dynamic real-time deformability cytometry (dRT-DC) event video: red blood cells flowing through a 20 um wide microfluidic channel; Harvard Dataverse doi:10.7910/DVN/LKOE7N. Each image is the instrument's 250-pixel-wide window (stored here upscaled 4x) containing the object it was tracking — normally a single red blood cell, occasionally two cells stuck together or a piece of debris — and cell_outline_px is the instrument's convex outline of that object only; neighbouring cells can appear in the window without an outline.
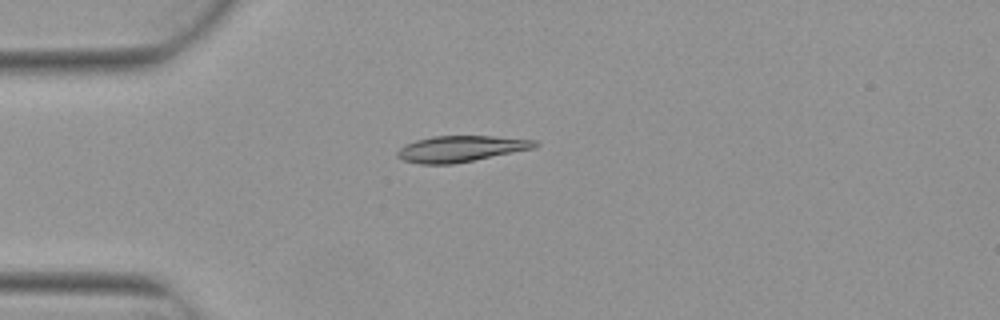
{"species": "Egyptian fruit bat (a non-hibernating species)", "species_latin": "Rousettus aegyptiacus", "temperature_condition": "warm", "stored_images_in_passage": 2, "camera_frame_rate_fps": 3000, "um_per_image_px": 0.085, "animal": {"sex": "female"}, "frame": {"image": 1, "passage_image": 2, "time_ms": 0.333, "image_size_px": [1000, 320], "cell_outline_px": [[540, 144], [536, 148], [452, 164], [420, 164], [404, 160], [396, 156], [396, 152], [404, 144], [416, 140], [432, 136], [492, 136], [536, 140]], "centroid_in_image_um": [39.17, 12.64], "position_along_channel_um": 45.8, "area_um2": 20.92}}